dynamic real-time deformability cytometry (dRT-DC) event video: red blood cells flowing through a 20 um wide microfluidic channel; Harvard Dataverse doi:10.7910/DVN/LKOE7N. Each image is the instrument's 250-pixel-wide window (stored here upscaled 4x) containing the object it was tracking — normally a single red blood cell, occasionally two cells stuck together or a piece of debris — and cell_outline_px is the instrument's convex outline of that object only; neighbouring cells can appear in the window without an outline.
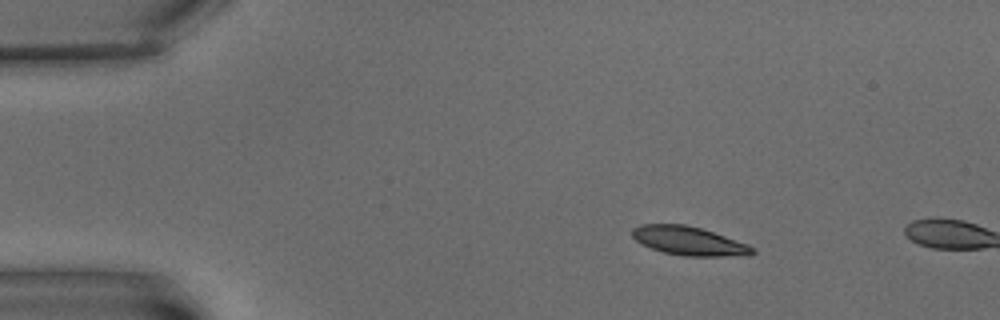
{"species": "common noctule bat (a hibernating species)", "species_latin": "Nyctalus noctula", "temperature_condition": "warm", "stored_images_in_passage": 2, "camera_frame_rate_fps": 3000, "um_per_image_px": 0.085, "animal": {"sex": "male", "body_mass_g": 15.6}, "frame": {"image": 1, "passage_image": 1, "time_ms": 0.0, "image_size_px": [1000, 320], "cell_outline_px": [[756, 252], [748, 256], [684, 256], [664, 252], [652, 248], [636, 240], [632, 236], [632, 228], [640, 224], [684, 224], [700, 228], [748, 244], [756, 248]], "centroid_in_image_um": [58.59, 20.48], "position_along_channel_um": 26.4, "area_um2": 20.06}}